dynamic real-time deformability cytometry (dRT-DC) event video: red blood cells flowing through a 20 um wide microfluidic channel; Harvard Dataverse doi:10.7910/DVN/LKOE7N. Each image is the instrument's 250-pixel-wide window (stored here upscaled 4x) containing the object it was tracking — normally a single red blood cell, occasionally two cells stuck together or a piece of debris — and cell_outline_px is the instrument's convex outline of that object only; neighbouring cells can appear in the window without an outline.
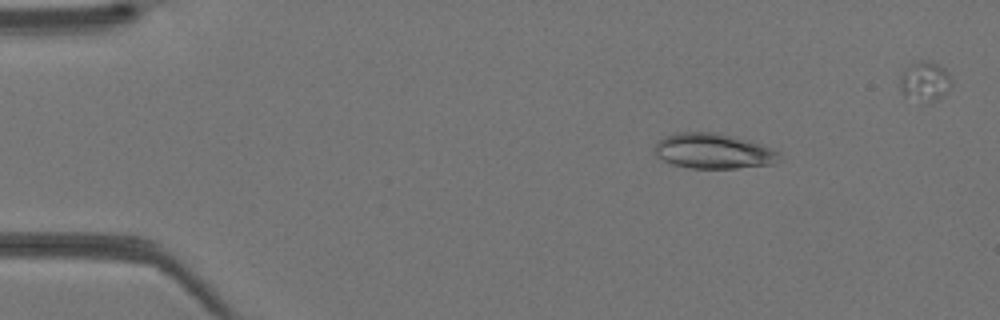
{"species": "Egyptian fruit bat (a non-hibernating species)", "species_latin": "Rousettus aegyptiacus", "temperature_condition": "warm", "stored_images_in_passage": 37, "camera_frame_rate_fps": 3000, "um_per_image_px": 0.085, "animal": {"sex": "female"}, "frame": {"image": 1, "passage_image": 6, "time_ms": 1.667, "image_size_px": [1000, 320], "cell_outline_px": [[784, 160], [776, 164], [736, 168], [692, 168], [672, 164], [656, 156], [652, 148], [664, 136], [676, 132], [716, 132], [748, 140], [760, 144], [780, 152]], "centroid_in_image_um": [60.67, 12.85], "position_along_channel_um": 24.3, "area_um2": 25.89}}
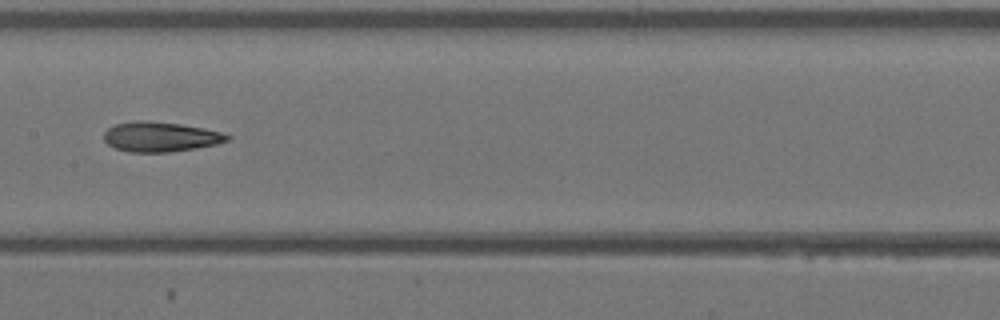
{"frame": {"image": 2, "passage_image": 21, "time_ms": 6.667, "image_size_px": [1000, 320], "cell_outline_px": [[232, 136], [228, 140], [216, 144], [196, 148], [168, 152], [128, 152], [116, 148], [108, 144], [104, 140], [104, 132], [108, 128], [116, 124], [136, 120], [148, 120], [180, 124], [204, 128], [220, 132]], "centroid_in_image_um": [13.62, 11.62], "position_along_channel_um": 193.8, "area_um2": 21.44}}
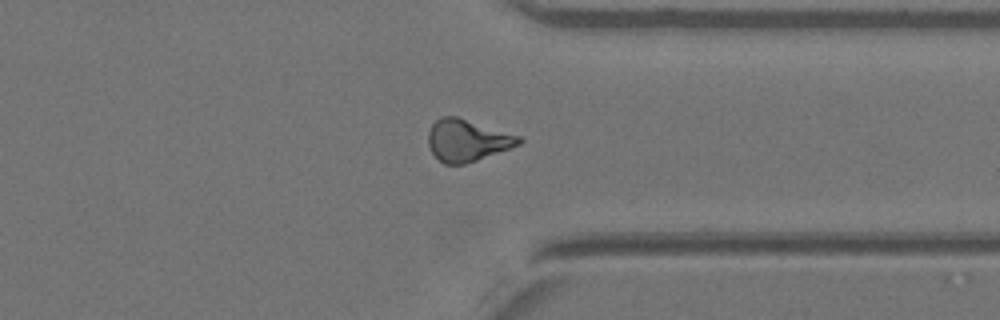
{"frame": {"image": 3, "passage_image": 32, "time_ms": 10.333, "image_size_px": [1000, 320], "cell_outline_px": [[524, 140], [520, 144], [476, 160], [464, 164], [444, 164], [432, 152], [428, 144], [428, 132], [432, 124], [440, 116], [456, 116], [520, 136]], "centroid_in_image_um": [39.69, 11.92], "position_along_channel_um": 371.7, "area_um2": 21.85}}